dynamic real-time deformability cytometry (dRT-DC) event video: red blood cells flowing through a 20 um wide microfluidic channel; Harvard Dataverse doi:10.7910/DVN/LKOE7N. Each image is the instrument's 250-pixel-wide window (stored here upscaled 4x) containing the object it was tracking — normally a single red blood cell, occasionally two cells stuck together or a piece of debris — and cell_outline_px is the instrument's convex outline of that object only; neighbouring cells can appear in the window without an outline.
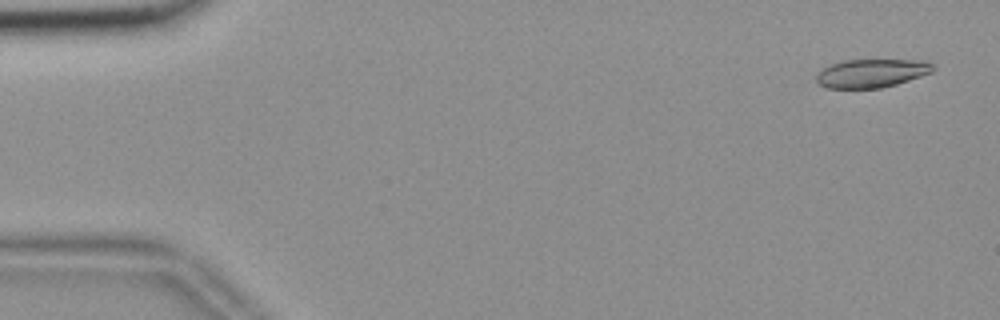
{"species": "common noctule bat (a hibernating species)", "species_latin": "Nyctalus noctula", "temperature_condition": "room temperature", "stored_images_in_passage": 56, "camera_frame_rate_fps": 3000, "um_per_image_px": 0.085, "animal": {"sex": "female", "body_mass_g": 18.4}, "frame": {"image": 1, "passage_image": 3, "time_ms": 0.667, "image_size_px": [1000, 320], "cell_outline_px": [[936, 68], [932, 72], [896, 84], [880, 88], [824, 88], [816, 80], [816, 72], [832, 64], [844, 60], [924, 60], [932, 64]], "centroid_in_image_um": [74.07, 6.22], "position_along_channel_um": 10.9, "area_um2": 19.31}}
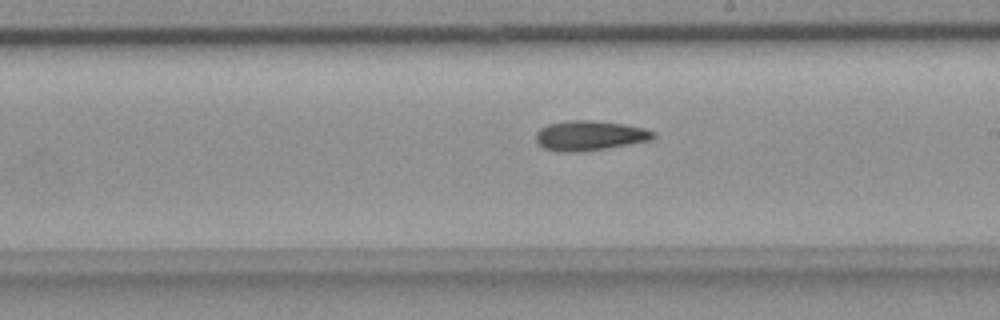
{"frame": {"image": 2, "passage_image": 32, "time_ms": 10.333, "image_size_px": [1000, 320], "cell_outline_px": [[656, 136], [652, 140], [580, 152], [560, 152], [544, 148], [536, 140], [536, 132], [540, 128], [548, 124], [568, 120], [592, 120], [624, 124], [644, 128], [656, 132]], "centroid_in_image_um": [50.12, 11.52], "position_along_channel_um": 238.9, "area_um2": 20.4}}
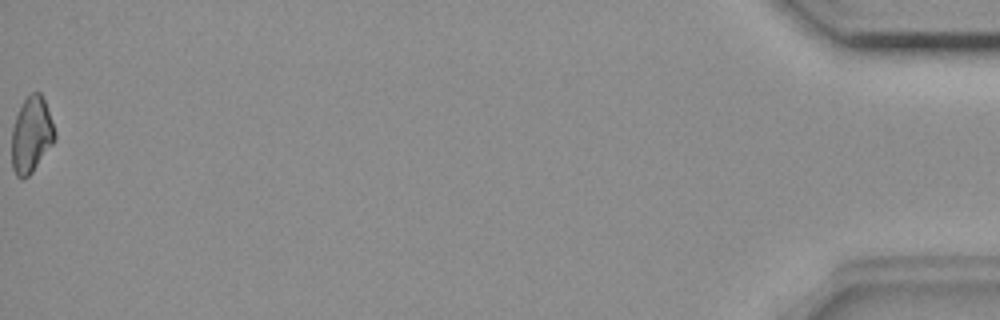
{"frame": {"image": 3, "passage_image": 56, "time_ms": 18.333, "image_size_px": [1000, 320], "cell_outline_px": [[56, 136], [52, 144], [32, 172], [28, 176], [16, 176], [12, 168], [12, 128], [16, 116], [24, 100], [32, 92], [40, 92], [44, 100], [56, 132]], "centroid_in_image_um": [2.66, 11.45], "position_along_channel_um": 432.5, "area_um2": 18.67}, "authors_computed_cell_mechanics": {"area_um2": 20.2011, "velocity_mm_per_s": 3.6853, "shape_relaxation_time_tau1_ms": null, "shape_relaxation_time_tau2_ms": 8.5897, "deformation_change_tau1": null, "deformation_change_tau2": 0.1551}}